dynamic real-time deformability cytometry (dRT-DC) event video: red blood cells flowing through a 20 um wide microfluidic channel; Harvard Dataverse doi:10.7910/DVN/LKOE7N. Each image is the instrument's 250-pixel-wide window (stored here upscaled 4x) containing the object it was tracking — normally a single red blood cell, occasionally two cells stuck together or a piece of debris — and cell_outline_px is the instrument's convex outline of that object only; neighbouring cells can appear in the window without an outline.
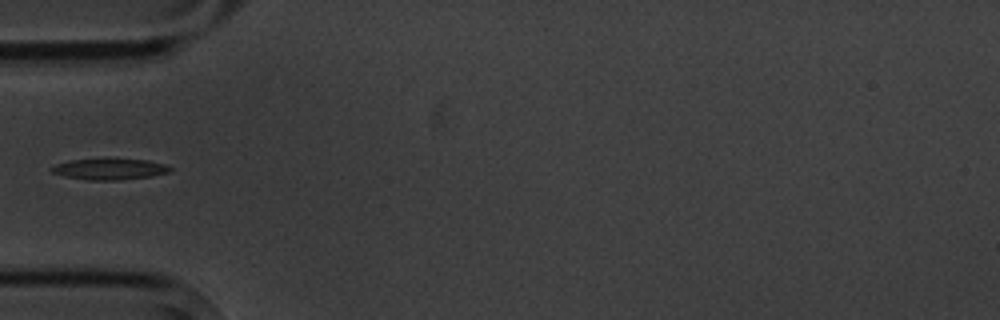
{"species": "common noctule bat (a hibernating species)", "species_latin": "Nyctalus noctula", "temperature_condition": "cold", "stored_images_in_passage": 5, "camera_frame_rate_fps": 3000, "um_per_image_px": 0.085, "animal": {"sex": "male", "body_mass_g": 20.1, "forearm_length_mm": 53.5}, "frame": {"image": 1, "passage_image": 5, "time_ms": 5.667, "image_size_px": [1000, 320], "cell_outline_px": [[172, 168], [168, 172], [152, 176], [120, 180], [88, 180], [64, 176], [52, 172], [48, 168], [56, 164], [72, 160], [148, 160], [164, 164]], "centroid_in_image_um": [9.29, 14.39], "position_along_channel_um": 75.7, "area_um2": 14.16}}